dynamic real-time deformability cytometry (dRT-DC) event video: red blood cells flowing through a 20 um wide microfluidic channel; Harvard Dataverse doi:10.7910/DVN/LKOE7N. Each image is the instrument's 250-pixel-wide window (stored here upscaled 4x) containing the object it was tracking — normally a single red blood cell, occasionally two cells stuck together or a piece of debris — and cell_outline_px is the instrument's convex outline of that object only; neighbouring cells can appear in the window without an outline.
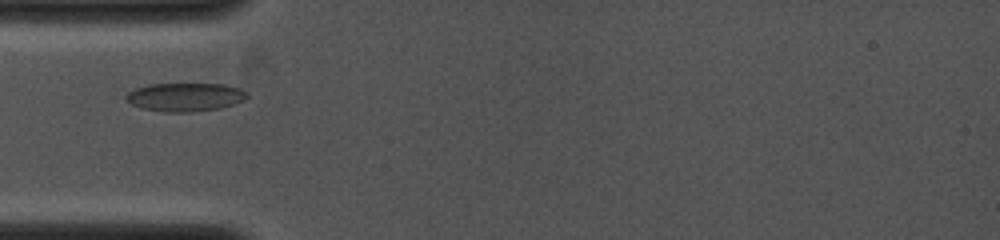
{"species": "common noctule bat (a hibernating species)", "species_latin": "Nyctalus noctula", "temperature_condition": "cold", "stored_images_in_passage": 28, "camera_frame_rate_fps": 4000, "um_per_image_px": 0.085, "animal": {"sex": "female", "body_mass_g": 19.0, "forearm_length_mm": 53.3}, "frame": {"image": 1, "passage_image": 5, "time_ms": 1.75, "image_size_px": [1000, 240], "cell_outline_px": [[248, 96], [244, 100], [220, 108], [192, 112], [164, 112], [140, 108], [124, 100], [124, 96], [128, 92], [136, 88], [148, 84], [224, 84], [236, 88], [244, 92]], "centroid_in_image_um": [15.65, 8.26], "position_along_channel_um": 69.3, "area_um2": 20.0}}
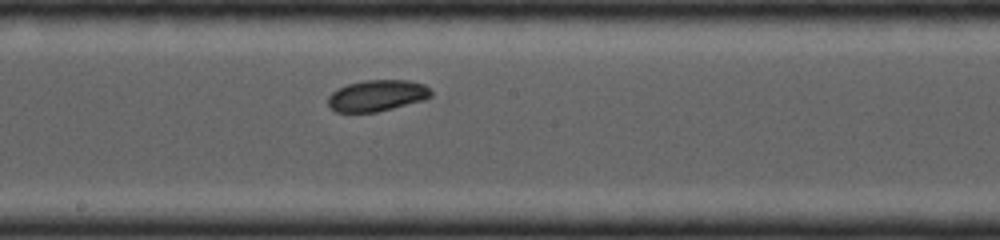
{"frame": {"image": 2, "passage_image": 11, "time_ms": 4.75, "image_size_px": [1000, 240], "cell_outline_px": [[432, 96], [424, 100], [376, 112], [336, 112], [328, 104], [328, 96], [332, 92], [348, 84], [368, 80], [408, 80], [424, 84], [432, 92]], "centroid_in_image_um": [32.06, 8.12], "position_along_channel_um": 216.1, "area_um2": 18.61}}
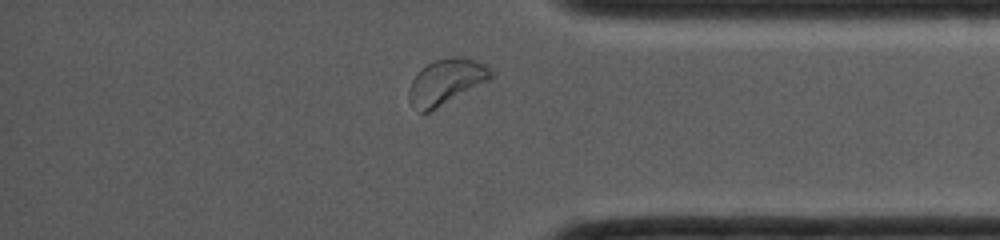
{"frame": {"image": 3, "passage_image": 25, "time_ms": 8.5, "image_size_px": [1000, 240], "cell_outline_px": [[492, 76], [488, 80], [428, 112], [416, 112], [408, 96], [408, 92], [412, 80], [428, 64], [436, 60], [452, 56], [456, 56], [476, 60], [484, 64], [492, 72]], "centroid_in_image_um": [37.89, 6.94], "position_along_channel_um": 397.3, "area_um2": 20.98}}